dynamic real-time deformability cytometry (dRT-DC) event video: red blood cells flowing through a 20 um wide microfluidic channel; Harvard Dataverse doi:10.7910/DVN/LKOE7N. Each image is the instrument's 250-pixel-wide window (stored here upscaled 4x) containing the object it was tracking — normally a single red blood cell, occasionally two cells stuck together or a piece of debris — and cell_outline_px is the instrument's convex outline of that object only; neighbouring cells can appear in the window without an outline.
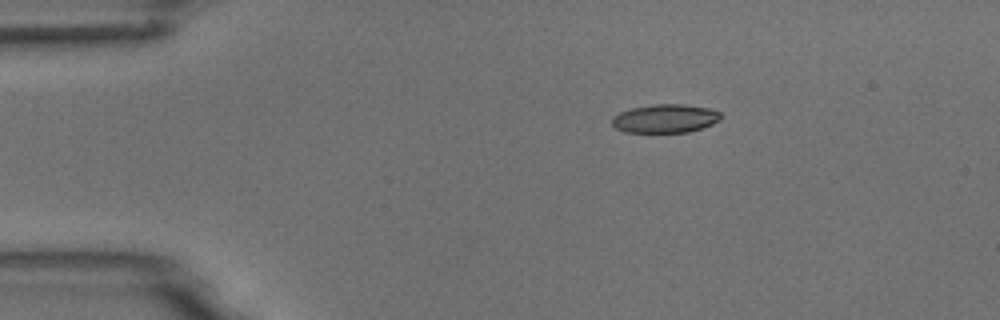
{"species": "common noctule bat (a hibernating species)", "species_latin": "Nyctalus noctula", "temperature_condition": "room temperature", "stored_images_in_passage": 3, "camera_frame_rate_fps": 3000, "um_per_image_px": 0.085, "animal": {"sex": "male", "body_mass_g": 18.8}, "frame": {"image": 1, "passage_image": 1, "time_ms": 0.0, "image_size_px": [1000, 320], "cell_outline_px": [[720, 120], [712, 124], [688, 132], [624, 132], [616, 128], [612, 124], [612, 116], [620, 112], [632, 108], [652, 104], [684, 104], [708, 108], [720, 112]], "centroid_in_image_um": [56.52, 10.07], "position_along_channel_um": 28.5, "area_um2": 18.03}}